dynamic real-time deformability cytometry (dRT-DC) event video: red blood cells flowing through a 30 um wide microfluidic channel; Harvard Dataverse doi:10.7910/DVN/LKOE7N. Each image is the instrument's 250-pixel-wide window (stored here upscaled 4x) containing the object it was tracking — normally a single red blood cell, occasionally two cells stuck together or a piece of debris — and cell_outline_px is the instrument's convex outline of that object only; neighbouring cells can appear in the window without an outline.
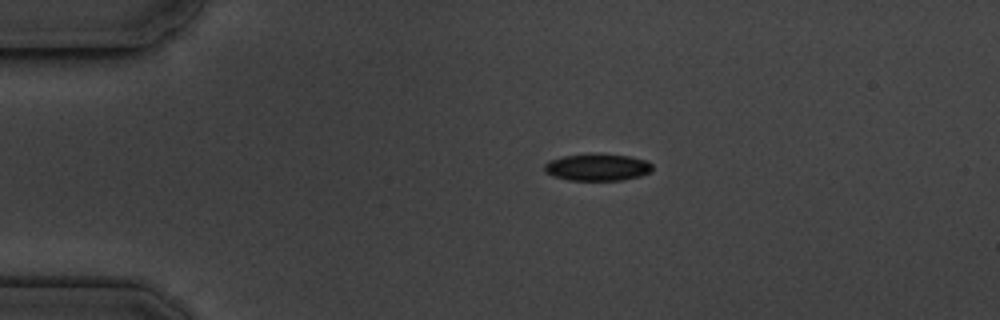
{"species": "common noctule bat (a hibernating species)", "species_latin": "Nyctalus noctula", "temperature_condition": "cold", "stored_images_in_passage": 4, "camera_frame_rate_fps": 3000, "um_per_image_px": 0.085, "animal": {"sex": "male", "body_mass_g": 19.5, "forearm_length_mm": 54.6}, "frame": {"image": 1, "passage_image": 3, "time_ms": 2.333, "image_size_px": [1000, 320], "cell_outline_px": [[652, 168], [648, 172], [640, 176], [620, 180], [568, 180], [552, 176], [544, 172], [544, 164], [548, 160], [564, 156], [588, 152], [596, 152], [628, 156], [644, 160], [652, 164]], "centroid_in_image_um": [50.7, 14.19], "position_along_channel_um": 34.3, "area_um2": 17.28}}